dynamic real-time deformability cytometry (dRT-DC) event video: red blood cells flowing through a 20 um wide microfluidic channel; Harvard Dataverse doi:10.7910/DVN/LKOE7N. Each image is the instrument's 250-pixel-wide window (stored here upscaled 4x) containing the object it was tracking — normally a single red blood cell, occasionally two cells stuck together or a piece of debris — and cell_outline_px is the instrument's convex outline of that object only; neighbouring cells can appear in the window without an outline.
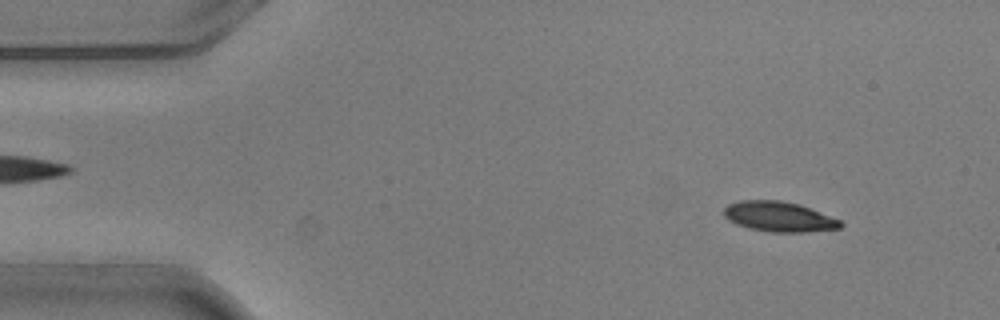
{"species": "common noctule bat (a hibernating species)", "species_latin": "Nyctalus noctula", "temperature_condition": "warm", "stored_images_in_passage": 3, "camera_frame_rate_fps": 3000, "um_per_image_px": 0.085, "animal": {"sex": "male", "body_mass_g": 20.5, "forearm_length_mm": 52.5}, "frame": {"image": 1, "passage_image": 1, "time_ms": 0.0, "image_size_px": [1000, 320], "cell_outline_px": [[844, 224], [840, 228], [808, 232], [772, 232], [748, 228], [736, 224], [728, 220], [724, 216], [724, 208], [728, 204], [740, 200], [780, 200], [800, 204], [840, 220]], "centroid_in_image_um": [66.2, 18.41], "position_along_channel_um": 18.8, "area_um2": 20.52}}
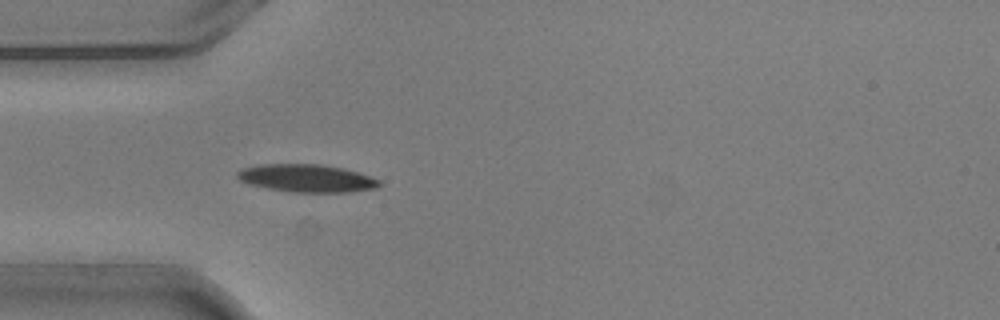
{"frame": {"image": 2, "passage_image": 3, "time_ms": 0.667, "image_size_px": [1000, 320], "cell_outline_px": [[380, 184], [376, 188], [348, 192], [292, 192], [268, 188], [248, 184], [240, 180], [236, 176], [236, 172], [244, 168], [260, 164], [320, 164], [344, 168], [380, 180]], "centroid_in_image_um": [26.04, 15.15], "position_along_channel_um": 59.0, "area_um2": 22.83}}